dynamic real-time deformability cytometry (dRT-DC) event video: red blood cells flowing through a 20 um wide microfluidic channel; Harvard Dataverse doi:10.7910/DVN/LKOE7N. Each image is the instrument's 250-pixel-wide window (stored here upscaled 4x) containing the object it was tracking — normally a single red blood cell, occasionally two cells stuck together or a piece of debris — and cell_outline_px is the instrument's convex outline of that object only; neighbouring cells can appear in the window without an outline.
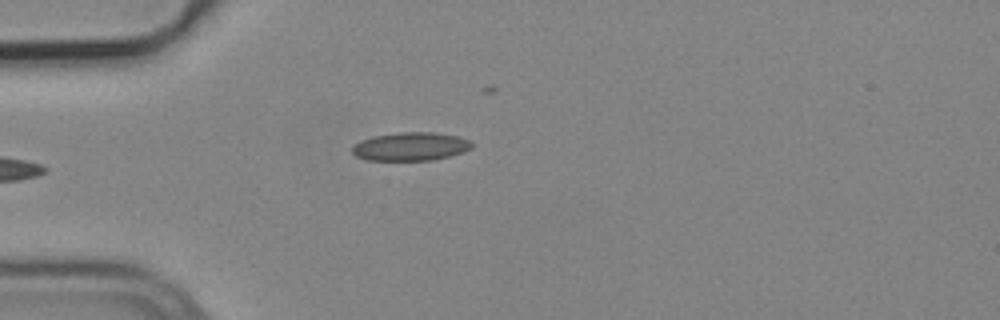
{"species": "common noctule bat (a hibernating species)", "species_latin": "Nyctalus noctula", "temperature_condition": "cold", "stored_images_in_passage": 6, "camera_frame_rate_fps": 3000, "um_per_image_px": 0.085, "animal": {"sex": "male", "body_mass_g": 19.2, "forearm_length_mm": 51.8}, "frame": {"image": 1, "passage_image": 6, "time_ms": 1.667, "image_size_px": [1000, 320], "cell_outline_px": [[472, 148], [464, 152], [432, 160], [368, 160], [356, 156], [352, 152], [352, 148], [360, 140], [372, 136], [400, 132], [436, 132], [456, 136], [468, 140], [472, 144]], "centroid_in_image_um": [34.89, 12.45], "position_along_channel_um": 50.1, "area_um2": 19.71}}